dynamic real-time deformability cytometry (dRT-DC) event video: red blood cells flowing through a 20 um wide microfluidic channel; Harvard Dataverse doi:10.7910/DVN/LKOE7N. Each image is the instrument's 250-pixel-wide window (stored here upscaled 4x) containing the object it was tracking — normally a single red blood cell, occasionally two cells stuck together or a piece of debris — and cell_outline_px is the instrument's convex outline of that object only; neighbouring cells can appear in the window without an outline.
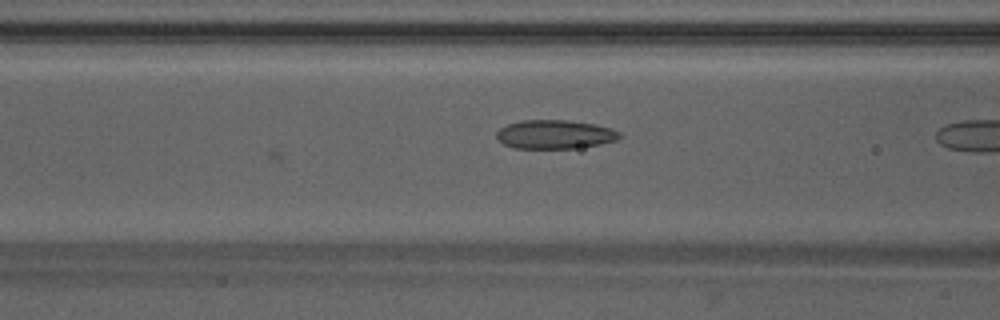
{"species": "Egyptian fruit bat (a non-hibernating species)", "species_latin": "Rousettus aegyptiacus", "temperature_condition": "warm", "stored_images_in_passage": 7, "camera_frame_rate_fps": 3000, "um_per_image_px": 0.085, "animal": {"sex": "male"}, "frame": {"image": 1, "passage_image": 7, "time_ms": 2.0, "image_size_px": [1000, 320], "cell_outline_px": [[624, 136], [616, 140], [600, 144], [572, 148], [516, 148], [504, 144], [496, 136], [496, 132], [500, 128], [508, 124], [524, 120], [568, 120], [596, 124], [612, 128], [620, 132]], "centroid_in_image_um": [47.21, 11.41], "position_along_channel_um": 119.4, "area_um2": 20.63}}